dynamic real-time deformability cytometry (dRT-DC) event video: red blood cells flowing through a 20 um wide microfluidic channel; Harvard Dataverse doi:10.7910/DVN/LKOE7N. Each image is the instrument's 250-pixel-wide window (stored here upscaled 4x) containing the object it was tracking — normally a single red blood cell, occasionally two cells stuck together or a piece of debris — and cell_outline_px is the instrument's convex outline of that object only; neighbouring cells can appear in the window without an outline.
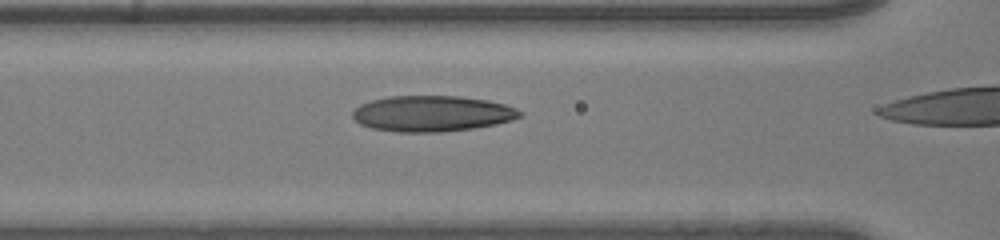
{"species": "human", "species_latin": "Homo sapiens", "temperature_condition": "room temperature", "stored_images_in_passage": 14, "camera_frame_rate_fps": 3000, "um_per_image_px": 0.085, "donor": {"sex": "male"}, "frame": {"image": 1, "passage_image": 10, "time_ms": 3.0, "image_size_px": [1000, 240], "cell_outline_px": [[524, 116], [512, 120], [496, 124], [472, 128], [440, 132], [396, 132], [372, 128], [360, 124], [352, 116], [352, 112], [360, 104], [372, 100], [388, 96], [460, 96], [488, 100], [504, 104], [516, 108], [524, 112]], "centroid_in_image_um": [36.75, 9.65], "position_along_channel_um": 129.8, "area_um2": 35.08}}